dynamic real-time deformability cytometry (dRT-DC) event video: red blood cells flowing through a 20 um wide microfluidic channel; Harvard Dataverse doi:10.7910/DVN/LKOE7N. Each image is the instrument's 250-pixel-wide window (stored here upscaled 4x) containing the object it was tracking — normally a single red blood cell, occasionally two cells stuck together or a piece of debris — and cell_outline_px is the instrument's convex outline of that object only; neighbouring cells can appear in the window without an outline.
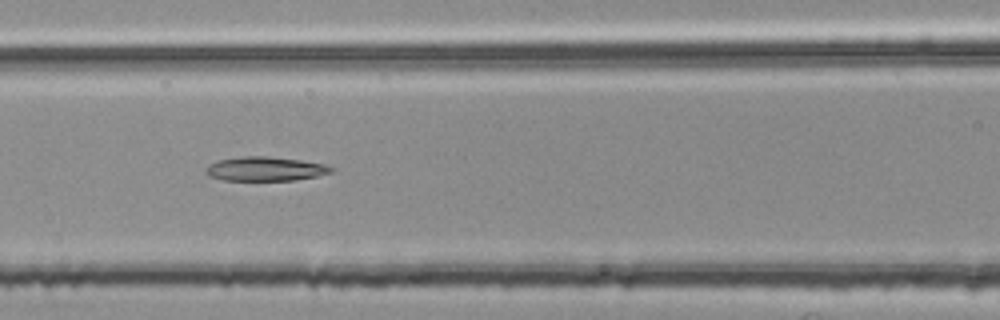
{"species": "common noctule bat (a hibernating species)", "species_latin": "Nyctalus noctula", "temperature_condition": "room temperature", "stored_images_in_passage": 43, "segment_of_instrument_passage": [2, 2], "camera_frame_rate_fps": 3000, "um_per_image_px": 0.085, "animal": {"sex": "female", "body_mass_g": 25.1}, "frame": {"image": 1, "passage_image": 17, "time_ms": 5.333, "image_size_px": [1000, 320], "cell_outline_px": [[336, 168], [332, 172], [316, 176], [296, 180], [224, 180], [208, 176], [204, 172], [204, 168], [208, 164], [220, 160], [244, 156], [264, 156], [300, 160], [324, 164]], "centroid_in_image_um": [22.53, 14.36], "position_along_channel_um": 144.1, "area_um2": 17.63}}
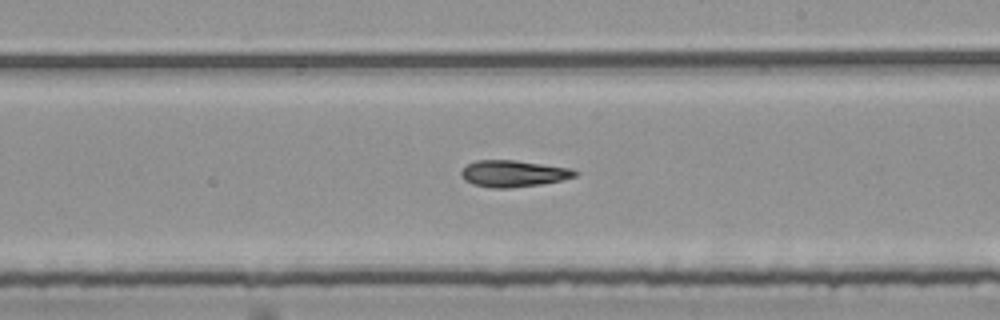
{"frame": {"image": 2, "passage_image": 25, "time_ms": 8.0, "image_size_px": [1000, 320], "cell_outline_px": [[580, 172], [576, 176], [560, 180], [540, 184], [512, 188], [488, 188], [472, 184], [464, 180], [460, 176], [460, 172], [468, 164], [476, 160], [516, 160], [572, 168]], "centroid_in_image_um": [43.62, 14.75], "position_along_channel_um": 245.4, "area_um2": 17.8}}
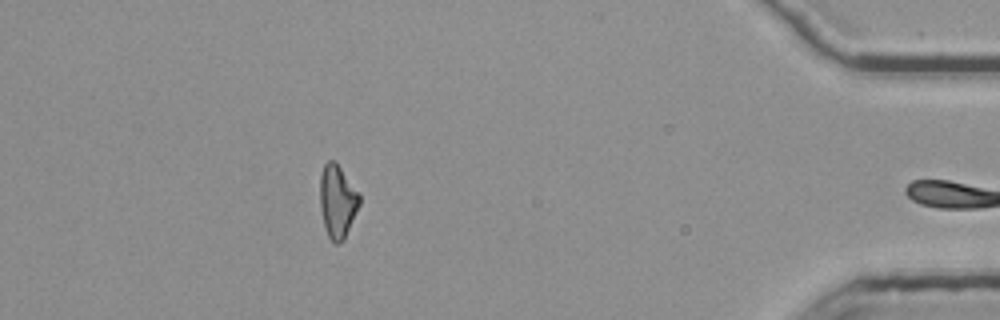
{"frame": {"image": 3, "passage_image": 42, "time_ms": 13.667, "image_size_px": [1000, 320], "cell_outline_px": [[360, 204], [344, 240], [340, 244], [332, 244], [328, 236], [324, 224], [320, 208], [320, 176], [324, 164], [328, 160], [332, 160], [340, 168], [360, 192]], "centroid_in_image_um": [28.69, 17.15], "position_along_channel_um": 406.5, "area_um2": 16.88}}